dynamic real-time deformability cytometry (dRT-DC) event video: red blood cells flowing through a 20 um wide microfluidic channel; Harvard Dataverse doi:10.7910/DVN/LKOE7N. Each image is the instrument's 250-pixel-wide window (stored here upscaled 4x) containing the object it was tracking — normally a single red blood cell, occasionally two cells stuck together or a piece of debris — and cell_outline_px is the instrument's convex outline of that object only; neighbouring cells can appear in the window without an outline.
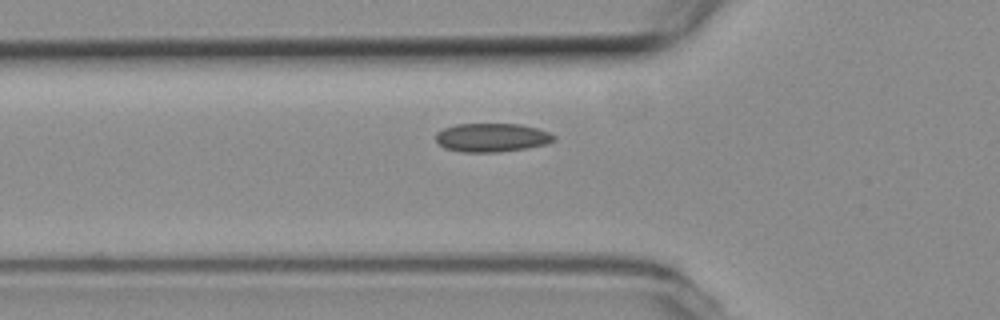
{"species": "common noctule bat (a hibernating species)", "species_latin": "Nyctalus noctula", "temperature_condition": "room temperature", "stored_images_in_passage": 35, "camera_frame_rate_fps": 3000, "um_per_image_px": 0.085, "animal": {"sex": "female", "body_mass_g": 19.3, "forearm_length_mm": 54.1}, "frame": {"image": 1, "passage_image": 2, "time_ms": 0.333, "image_size_px": [1000, 320], "cell_outline_px": [[556, 140], [544, 144], [528, 148], [496, 152], [460, 152], [444, 148], [436, 140], [436, 132], [444, 128], [456, 124], [520, 124], [536, 128], [548, 132], [556, 136]], "centroid_in_image_um": [41.79, 11.69], "position_along_channel_um": 84.0, "area_um2": 19.71}}
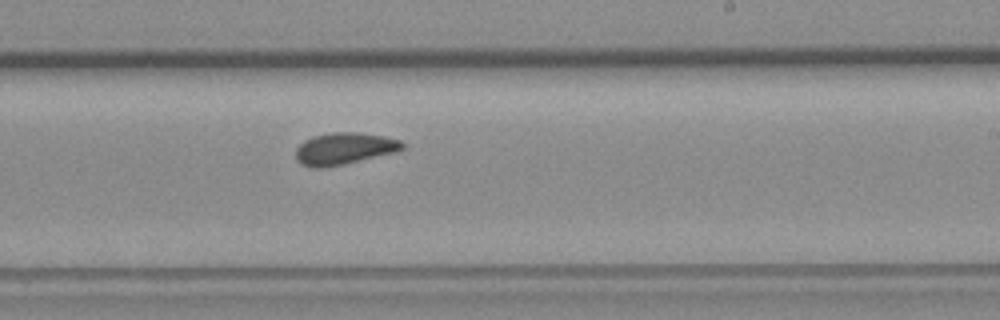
{"frame": {"image": 2, "passage_image": 16, "time_ms": 5.0, "image_size_px": [1000, 320], "cell_outline_px": [[404, 148], [396, 152], [344, 164], [320, 168], [312, 168], [300, 164], [296, 160], [296, 148], [304, 140], [312, 136], [332, 132], [356, 132], [384, 136], [400, 140], [404, 144]], "centroid_in_image_um": [29.23, 12.63], "position_along_channel_um": 259.8, "area_um2": 19.88}}
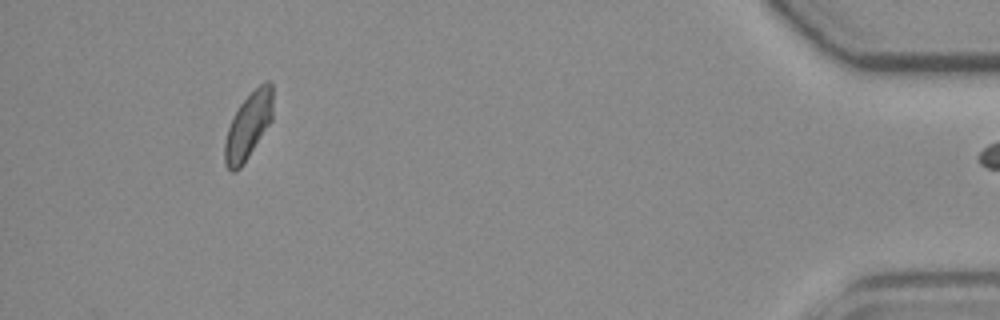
{"frame": {"image": 3, "passage_image": 34, "time_ms": 11.0, "image_size_px": [1000, 320], "cell_outline_px": [[272, 120], [244, 164], [236, 172], [232, 172], [224, 164], [224, 144], [228, 128], [240, 104], [264, 80], [268, 80], [272, 84]], "centroid_in_image_um": [21.1, 10.73], "position_along_channel_um": 414.1, "area_um2": 18.5}}